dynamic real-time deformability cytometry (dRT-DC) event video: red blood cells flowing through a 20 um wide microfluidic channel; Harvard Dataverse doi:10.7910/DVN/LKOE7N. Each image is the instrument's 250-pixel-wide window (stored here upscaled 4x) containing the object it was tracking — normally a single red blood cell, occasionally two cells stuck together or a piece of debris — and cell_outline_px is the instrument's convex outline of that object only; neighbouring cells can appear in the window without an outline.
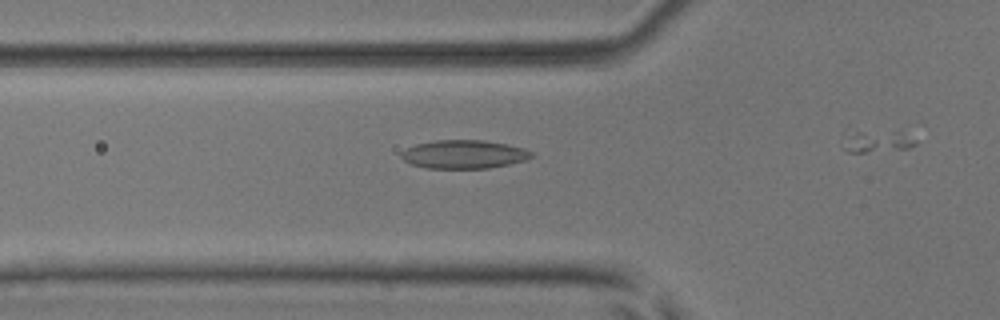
{"species": "common noctule bat (a hibernating species)", "species_latin": "Nyctalus noctula", "temperature_condition": "room temperature", "stored_images_in_passage": 8, "camera_frame_rate_fps": 3000, "um_per_image_px": 0.085, "animal": {"sex": "male", "body_mass_g": 17.9, "forearm_length_mm": 54.2}, "frame": {"image": 1, "passage_image": 6, "time_ms": 1.667, "image_size_px": [1000, 320], "cell_outline_px": [[536, 156], [524, 160], [508, 164], [488, 168], [428, 168], [412, 164], [404, 160], [400, 156], [400, 152], [416, 144], [436, 140], [484, 140], [508, 144], [524, 148], [532, 152]], "centroid_in_image_um": [39.45, 13.11], "position_along_channel_um": 86.3, "area_um2": 21.56}}